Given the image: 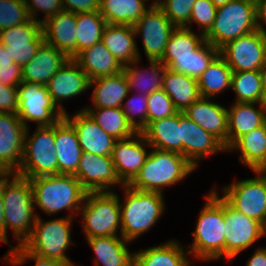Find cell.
<instances>
[{
  "instance_id": "cell-56",
  "label": "cell",
  "mask_w": 266,
  "mask_h": 266,
  "mask_svg": "<svg viewBox=\"0 0 266 266\" xmlns=\"http://www.w3.org/2000/svg\"><path fill=\"white\" fill-rule=\"evenodd\" d=\"M1 64H14V62L8 54L5 45L0 43V65Z\"/></svg>"
},
{
  "instance_id": "cell-10",
  "label": "cell",
  "mask_w": 266,
  "mask_h": 266,
  "mask_svg": "<svg viewBox=\"0 0 266 266\" xmlns=\"http://www.w3.org/2000/svg\"><path fill=\"white\" fill-rule=\"evenodd\" d=\"M17 90V115L26 128H29L27 122H37L41 127L53 126L64 119L65 113L53 101L47 86L23 81Z\"/></svg>"
},
{
  "instance_id": "cell-12",
  "label": "cell",
  "mask_w": 266,
  "mask_h": 266,
  "mask_svg": "<svg viewBox=\"0 0 266 266\" xmlns=\"http://www.w3.org/2000/svg\"><path fill=\"white\" fill-rule=\"evenodd\" d=\"M233 72L260 70L266 63V41L262 31L255 30L227 42L219 49Z\"/></svg>"
},
{
  "instance_id": "cell-11",
  "label": "cell",
  "mask_w": 266,
  "mask_h": 266,
  "mask_svg": "<svg viewBox=\"0 0 266 266\" xmlns=\"http://www.w3.org/2000/svg\"><path fill=\"white\" fill-rule=\"evenodd\" d=\"M253 172L257 177L223 187L222 198L232 208L259 221L266 228V171Z\"/></svg>"
},
{
  "instance_id": "cell-55",
  "label": "cell",
  "mask_w": 266,
  "mask_h": 266,
  "mask_svg": "<svg viewBox=\"0 0 266 266\" xmlns=\"http://www.w3.org/2000/svg\"><path fill=\"white\" fill-rule=\"evenodd\" d=\"M4 203L0 183V241L4 242Z\"/></svg>"
},
{
  "instance_id": "cell-40",
  "label": "cell",
  "mask_w": 266,
  "mask_h": 266,
  "mask_svg": "<svg viewBox=\"0 0 266 266\" xmlns=\"http://www.w3.org/2000/svg\"><path fill=\"white\" fill-rule=\"evenodd\" d=\"M76 55L102 41L106 21L99 11L76 14Z\"/></svg>"
},
{
  "instance_id": "cell-37",
  "label": "cell",
  "mask_w": 266,
  "mask_h": 266,
  "mask_svg": "<svg viewBox=\"0 0 266 266\" xmlns=\"http://www.w3.org/2000/svg\"><path fill=\"white\" fill-rule=\"evenodd\" d=\"M192 27H176L170 34L165 53L160 62L167 67L178 59H187L205 41V35L191 30Z\"/></svg>"
},
{
  "instance_id": "cell-49",
  "label": "cell",
  "mask_w": 266,
  "mask_h": 266,
  "mask_svg": "<svg viewBox=\"0 0 266 266\" xmlns=\"http://www.w3.org/2000/svg\"><path fill=\"white\" fill-rule=\"evenodd\" d=\"M25 3L30 18L41 23L64 10L62 0H25ZM37 12L46 14L43 20L36 19Z\"/></svg>"
},
{
  "instance_id": "cell-30",
  "label": "cell",
  "mask_w": 266,
  "mask_h": 266,
  "mask_svg": "<svg viewBox=\"0 0 266 266\" xmlns=\"http://www.w3.org/2000/svg\"><path fill=\"white\" fill-rule=\"evenodd\" d=\"M95 86V87H94ZM93 107L119 108L128 97L130 91L124 71L116 75L104 76L90 80Z\"/></svg>"
},
{
  "instance_id": "cell-43",
  "label": "cell",
  "mask_w": 266,
  "mask_h": 266,
  "mask_svg": "<svg viewBox=\"0 0 266 266\" xmlns=\"http://www.w3.org/2000/svg\"><path fill=\"white\" fill-rule=\"evenodd\" d=\"M25 0H0V31L30 20Z\"/></svg>"
},
{
  "instance_id": "cell-16",
  "label": "cell",
  "mask_w": 266,
  "mask_h": 266,
  "mask_svg": "<svg viewBox=\"0 0 266 266\" xmlns=\"http://www.w3.org/2000/svg\"><path fill=\"white\" fill-rule=\"evenodd\" d=\"M74 176L87 192L112 191L116 184L124 185L116 174L111 156L82 152Z\"/></svg>"
},
{
  "instance_id": "cell-52",
  "label": "cell",
  "mask_w": 266,
  "mask_h": 266,
  "mask_svg": "<svg viewBox=\"0 0 266 266\" xmlns=\"http://www.w3.org/2000/svg\"><path fill=\"white\" fill-rule=\"evenodd\" d=\"M62 4L65 11L75 14L100 10V0H62Z\"/></svg>"
},
{
  "instance_id": "cell-22",
  "label": "cell",
  "mask_w": 266,
  "mask_h": 266,
  "mask_svg": "<svg viewBox=\"0 0 266 266\" xmlns=\"http://www.w3.org/2000/svg\"><path fill=\"white\" fill-rule=\"evenodd\" d=\"M211 98H200L188 106L183 113L205 131L211 133L228 149V111Z\"/></svg>"
},
{
  "instance_id": "cell-17",
  "label": "cell",
  "mask_w": 266,
  "mask_h": 266,
  "mask_svg": "<svg viewBox=\"0 0 266 266\" xmlns=\"http://www.w3.org/2000/svg\"><path fill=\"white\" fill-rule=\"evenodd\" d=\"M181 127V154L197 169L198 161L219 151H226L224 145L196 122L179 112Z\"/></svg>"
},
{
  "instance_id": "cell-46",
  "label": "cell",
  "mask_w": 266,
  "mask_h": 266,
  "mask_svg": "<svg viewBox=\"0 0 266 266\" xmlns=\"http://www.w3.org/2000/svg\"><path fill=\"white\" fill-rule=\"evenodd\" d=\"M147 97V125L152 121L167 118L178 113L174 103L162 89L150 93Z\"/></svg>"
},
{
  "instance_id": "cell-23",
  "label": "cell",
  "mask_w": 266,
  "mask_h": 266,
  "mask_svg": "<svg viewBox=\"0 0 266 266\" xmlns=\"http://www.w3.org/2000/svg\"><path fill=\"white\" fill-rule=\"evenodd\" d=\"M76 25L75 13L60 11L42 23L44 42L73 59L76 56Z\"/></svg>"
},
{
  "instance_id": "cell-2",
  "label": "cell",
  "mask_w": 266,
  "mask_h": 266,
  "mask_svg": "<svg viewBox=\"0 0 266 266\" xmlns=\"http://www.w3.org/2000/svg\"><path fill=\"white\" fill-rule=\"evenodd\" d=\"M216 189L206 196L196 229L192 232L194 240L188 252L202 261L219 260L225 257L224 199Z\"/></svg>"
},
{
  "instance_id": "cell-42",
  "label": "cell",
  "mask_w": 266,
  "mask_h": 266,
  "mask_svg": "<svg viewBox=\"0 0 266 266\" xmlns=\"http://www.w3.org/2000/svg\"><path fill=\"white\" fill-rule=\"evenodd\" d=\"M231 89L238 103H263L260 70L233 72Z\"/></svg>"
},
{
  "instance_id": "cell-48",
  "label": "cell",
  "mask_w": 266,
  "mask_h": 266,
  "mask_svg": "<svg viewBox=\"0 0 266 266\" xmlns=\"http://www.w3.org/2000/svg\"><path fill=\"white\" fill-rule=\"evenodd\" d=\"M7 254L4 255L3 259L6 263H11L12 265L24 264L28 260H34L35 266H66L59 261L43 258L37 256L36 254L30 252L22 244L11 247L10 250H7ZM27 260V261H26Z\"/></svg>"
},
{
  "instance_id": "cell-21",
  "label": "cell",
  "mask_w": 266,
  "mask_h": 266,
  "mask_svg": "<svg viewBox=\"0 0 266 266\" xmlns=\"http://www.w3.org/2000/svg\"><path fill=\"white\" fill-rule=\"evenodd\" d=\"M89 82L87 74L80 66L73 59H68L46 86L55 104L66 114L61 102L84 93L89 89Z\"/></svg>"
},
{
  "instance_id": "cell-13",
  "label": "cell",
  "mask_w": 266,
  "mask_h": 266,
  "mask_svg": "<svg viewBox=\"0 0 266 266\" xmlns=\"http://www.w3.org/2000/svg\"><path fill=\"white\" fill-rule=\"evenodd\" d=\"M225 257L233 259L265 235V227L257 220L232 208L224 200Z\"/></svg>"
},
{
  "instance_id": "cell-32",
  "label": "cell",
  "mask_w": 266,
  "mask_h": 266,
  "mask_svg": "<svg viewBox=\"0 0 266 266\" xmlns=\"http://www.w3.org/2000/svg\"><path fill=\"white\" fill-rule=\"evenodd\" d=\"M228 150H240L239 161L252 171H266V123L240 136Z\"/></svg>"
},
{
  "instance_id": "cell-59",
  "label": "cell",
  "mask_w": 266,
  "mask_h": 266,
  "mask_svg": "<svg viewBox=\"0 0 266 266\" xmlns=\"http://www.w3.org/2000/svg\"><path fill=\"white\" fill-rule=\"evenodd\" d=\"M9 173L0 166V183Z\"/></svg>"
},
{
  "instance_id": "cell-7",
  "label": "cell",
  "mask_w": 266,
  "mask_h": 266,
  "mask_svg": "<svg viewBox=\"0 0 266 266\" xmlns=\"http://www.w3.org/2000/svg\"><path fill=\"white\" fill-rule=\"evenodd\" d=\"M36 216L32 232L22 245L37 256L59 261L66 266H75L65 255L69 245L74 244L70 240L73 218L63 217L45 222L39 215Z\"/></svg>"
},
{
  "instance_id": "cell-31",
  "label": "cell",
  "mask_w": 266,
  "mask_h": 266,
  "mask_svg": "<svg viewBox=\"0 0 266 266\" xmlns=\"http://www.w3.org/2000/svg\"><path fill=\"white\" fill-rule=\"evenodd\" d=\"M150 148L181 154L179 112L173 116L150 122L142 131Z\"/></svg>"
},
{
  "instance_id": "cell-26",
  "label": "cell",
  "mask_w": 266,
  "mask_h": 266,
  "mask_svg": "<svg viewBox=\"0 0 266 266\" xmlns=\"http://www.w3.org/2000/svg\"><path fill=\"white\" fill-rule=\"evenodd\" d=\"M73 60L87 74L89 80L116 75L123 71V66L105 47L102 41L83 49Z\"/></svg>"
},
{
  "instance_id": "cell-39",
  "label": "cell",
  "mask_w": 266,
  "mask_h": 266,
  "mask_svg": "<svg viewBox=\"0 0 266 266\" xmlns=\"http://www.w3.org/2000/svg\"><path fill=\"white\" fill-rule=\"evenodd\" d=\"M92 119L116 140L129 138L137 132L128 123L122 108H83Z\"/></svg>"
},
{
  "instance_id": "cell-5",
  "label": "cell",
  "mask_w": 266,
  "mask_h": 266,
  "mask_svg": "<svg viewBox=\"0 0 266 266\" xmlns=\"http://www.w3.org/2000/svg\"><path fill=\"white\" fill-rule=\"evenodd\" d=\"M125 200L120 204L122 235L128 242H133L147 232L164 213V195L158 192L141 191L123 185Z\"/></svg>"
},
{
  "instance_id": "cell-60",
  "label": "cell",
  "mask_w": 266,
  "mask_h": 266,
  "mask_svg": "<svg viewBox=\"0 0 266 266\" xmlns=\"http://www.w3.org/2000/svg\"><path fill=\"white\" fill-rule=\"evenodd\" d=\"M160 0H155L152 4H157Z\"/></svg>"
},
{
  "instance_id": "cell-47",
  "label": "cell",
  "mask_w": 266,
  "mask_h": 266,
  "mask_svg": "<svg viewBox=\"0 0 266 266\" xmlns=\"http://www.w3.org/2000/svg\"><path fill=\"white\" fill-rule=\"evenodd\" d=\"M217 7L211 0H196L191 10L189 24L196 22L205 35L213 25Z\"/></svg>"
},
{
  "instance_id": "cell-15",
  "label": "cell",
  "mask_w": 266,
  "mask_h": 266,
  "mask_svg": "<svg viewBox=\"0 0 266 266\" xmlns=\"http://www.w3.org/2000/svg\"><path fill=\"white\" fill-rule=\"evenodd\" d=\"M0 43L17 65L30 62L44 43L42 23L30 19L28 22L0 31Z\"/></svg>"
},
{
  "instance_id": "cell-18",
  "label": "cell",
  "mask_w": 266,
  "mask_h": 266,
  "mask_svg": "<svg viewBox=\"0 0 266 266\" xmlns=\"http://www.w3.org/2000/svg\"><path fill=\"white\" fill-rule=\"evenodd\" d=\"M25 132L26 126L17 114L0 113V166L9 174L20 168Z\"/></svg>"
},
{
  "instance_id": "cell-6",
  "label": "cell",
  "mask_w": 266,
  "mask_h": 266,
  "mask_svg": "<svg viewBox=\"0 0 266 266\" xmlns=\"http://www.w3.org/2000/svg\"><path fill=\"white\" fill-rule=\"evenodd\" d=\"M257 30L255 0H232L217 8L205 40L220 49L227 42Z\"/></svg>"
},
{
  "instance_id": "cell-20",
  "label": "cell",
  "mask_w": 266,
  "mask_h": 266,
  "mask_svg": "<svg viewBox=\"0 0 266 266\" xmlns=\"http://www.w3.org/2000/svg\"><path fill=\"white\" fill-rule=\"evenodd\" d=\"M64 118L75 129L82 152L112 155L116 139L107 134L85 110H79L71 117L66 113Z\"/></svg>"
},
{
  "instance_id": "cell-3",
  "label": "cell",
  "mask_w": 266,
  "mask_h": 266,
  "mask_svg": "<svg viewBox=\"0 0 266 266\" xmlns=\"http://www.w3.org/2000/svg\"><path fill=\"white\" fill-rule=\"evenodd\" d=\"M34 205L48 216L67 209L73 218V212L80 211L87 191L74 175H49L30 178Z\"/></svg>"
},
{
  "instance_id": "cell-25",
  "label": "cell",
  "mask_w": 266,
  "mask_h": 266,
  "mask_svg": "<svg viewBox=\"0 0 266 266\" xmlns=\"http://www.w3.org/2000/svg\"><path fill=\"white\" fill-rule=\"evenodd\" d=\"M68 59L63 52L44 42L33 59L22 67L23 81L46 86Z\"/></svg>"
},
{
  "instance_id": "cell-28",
  "label": "cell",
  "mask_w": 266,
  "mask_h": 266,
  "mask_svg": "<svg viewBox=\"0 0 266 266\" xmlns=\"http://www.w3.org/2000/svg\"><path fill=\"white\" fill-rule=\"evenodd\" d=\"M135 36L131 25L106 24L102 33V42L116 60L125 66L140 59Z\"/></svg>"
},
{
  "instance_id": "cell-14",
  "label": "cell",
  "mask_w": 266,
  "mask_h": 266,
  "mask_svg": "<svg viewBox=\"0 0 266 266\" xmlns=\"http://www.w3.org/2000/svg\"><path fill=\"white\" fill-rule=\"evenodd\" d=\"M136 36H142L144 52L149 60H161L171 32L176 28L157 4H151L133 25Z\"/></svg>"
},
{
  "instance_id": "cell-41",
  "label": "cell",
  "mask_w": 266,
  "mask_h": 266,
  "mask_svg": "<svg viewBox=\"0 0 266 266\" xmlns=\"http://www.w3.org/2000/svg\"><path fill=\"white\" fill-rule=\"evenodd\" d=\"M218 54L219 49L205 40L189 58L174 60L166 68L198 80Z\"/></svg>"
},
{
  "instance_id": "cell-54",
  "label": "cell",
  "mask_w": 266,
  "mask_h": 266,
  "mask_svg": "<svg viewBox=\"0 0 266 266\" xmlns=\"http://www.w3.org/2000/svg\"><path fill=\"white\" fill-rule=\"evenodd\" d=\"M247 261V266H266V248H258Z\"/></svg>"
},
{
  "instance_id": "cell-51",
  "label": "cell",
  "mask_w": 266,
  "mask_h": 266,
  "mask_svg": "<svg viewBox=\"0 0 266 266\" xmlns=\"http://www.w3.org/2000/svg\"><path fill=\"white\" fill-rule=\"evenodd\" d=\"M23 82L22 66L17 64L0 65V83L6 86L18 87Z\"/></svg>"
},
{
  "instance_id": "cell-35",
  "label": "cell",
  "mask_w": 266,
  "mask_h": 266,
  "mask_svg": "<svg viewBox=\"0 0 266 266\" xmlns=\"http://www.w3.org/2000/svg\"><path fill=\"white\" fill-rule=\"evenodd\" d=\"M139 61L140 60L137 59L123 66L129 91L136 88L139 93L141 92V94L148 96L154 91L161 90L166 67L159 60H149L150 69L140 70L141 68L138 69L137 65Z\"/></svg>"
},
{
  "instance_id": "cell-58",
  "label": "cell",
  "mask_w": 266,
  "mask_h": 266,
  "mask_svg": "<svg viewBox=\"0 0 266 266\" xmlns=\"http://www.w3.org/2000/svg\"><path fill=\"white\" fill-rule=\"evenodd\" d=\"M213 2V4L219 8L221 6H224L225 4H227L228 2L232 1V0H211Z\"/></svg>"
},
{
  "instance_id": "cell-33",
  "label": "cell",
  "mask_w": 266,
  "mask_h": 266,
  "mask_svg": "<svg viewBox=\"0 0 266 266\" xmlns=\"http://www.w3.org/2000/svg\"><path fill=\"white\" fill-rule=\"evenodd\" d=\"M181 244L175 240L134 252L133 266H190L187 255Z\"/></svg>"
},
{
  "instance_id": "cell-19",
  "label": "cell",
  "mask_w": 266,
  "mask_h": 266,
  "mask_svg": "<svg viewBox=\"0 0 266 266\" xmlns=\"http://www.w3.org/2000/svg\"><path fill=\"white\" fill-rule=\"evenodd\" d=\"M145 144L149 146L141 132L115 141L111 157L116 174L124 185L129 184L136 177L145 163L149 154L144 147Z\"/></svg>"
},
{
  "instance_id": "cell-1",
  "label": "cell",
  "mask_w": 266,
  "mask_h": 266,
  "mask_svg": "<svg viewBox=\"0 0 266 266\" xmlns=\"http://www.w3.org/2000/svg\"><path fill=\"white\" fill-rule=\"evenodd\" d=\"M10 176L12 177L9 180ZM4 203V243L10 245L7 229L13 231L14 238L23 244L30 236L36 220L33 191L30 180L16 173L8 174L1 182Z\"/></svg>"
},
{
  "instance_id": "cell-45",
  "label": "cell",
  "mask_w": 266,
  "mask_h": 266,
  "mask_svg": "<svg viewBox=\"0 0 266 266\" xmlns=\"http://www.w3.org/2000/svg\"><path fill=\"white\" fill-rule=\"evenodd\" d=\"M147 95L138 93L130 97L125 104H122V111L124 112L128 123L136 132H141L147 126ZM136 115L139 120H136Z\"/></svg>"
},
{
  "instance_id": "cell-61",
  "label": "cell",
  "mask_w": 266,
  "mask_h": 266,
  "mask_svg": "<svg viewBox=\"0 0 266 266\" xmlns=\"http://www.w3.org/2000/svg\"><path fill=\"white\" fill-rule=\"evenodd\" d=\"M264 37H265V41H266V30L263 31Z\"/></svg>"
},
{
  "instance_id": "cell-24",
  "label": "cell",
  "mask_w": 266,
  "mask_h": 266,
  "mask_svg": "<svg viewBox=\"0 0 266 266\" xmlns=\"http://www.w3.org/2000/svg\"><path fill=\"white\" fill-rule=\"evenodd\" d=\"M55 151L58 174L75 175L82 149L75 129L65 118L55 124Z\"/></svg>"
},
{
  "instance_id": "cell-53",
  "label": "cell",
  "mask_w": 266,
  "mask_h": 266,
  "mask_svg": "<svg viewBox=\"0 0 266 266\" xmlns=\"http://www.w3.org/2000/svg\"><path fill=\"white\" fill-rule=\"evenodd\" d=\"M256 2V24L257 29L260 31H265L262 23L266 24V0H255ZM263 21L262 23H260Z\"/></svg>"
},
{
  "instance_id": "cell-36",
  "label": "cell",
  "mask_w": 266,
  "mask_h": 266,
  "mask_svg": "<svg viewBox=\"0 0 266 266\" xmlns=\"http://www.w3.org/2000/svg\"><path fill=\"white\" fill-rule=\"evenodd\" d=\"M148 0H100L99 12L107 24L133 26L149 9Z\"/></svg>"
},
{
  "instance_id": "cell-4",
  "label": "cell",
  "mask_w": 266,
  "mask_h": 266,
  "mask_svg": "<svg viewBox=\"0 0 266 266\" xmlns=\"http://www.w3.org/2000/svg\"><path fill=\"white\" fill-rule=\"evenodd\" d=\"M194 170L196 168L182 154L152 148L139 173L128 185L163 194L164 187L182 181Z\"/></svg>"
},
{
  "instance_id": "cell-27",
  "label": "cell",
  "mask_w": 266,
  "mask_h": 266,
  "mask_svg": "<svg viewBox=\"0 0 266 266\" xmlns=\"http://www.w3.org/2000/svg\"><path fill=\"white\" fill-rule=\"evenodd\" d=\"M259 104V108H255ZM228 111V148L242 135L266 123V104L235 102Z\"/></svg>"
},
{
  "instance_id": "cell-8",
  "label": "cell",
  "mask_w": 266,
  "mask_h": 266,
  "mask_svg": "<svg viewBox=\"0 0 266 266\" xmlns=\"http://www.w3.org/2000/svg\"><path fill=\"white\" fill-rule=\"evenodd\" d=\"M112 191L87 192L80 212L86 238L117 236L121 226L120 198ZM120 225V226H119Z\"/></svg>"
},
{
  "instance_id": "cell-44",
  "label": "cell",
  "mask_w": 266,
  "mask_h": 266,
  "mask_svg": "<svg viewBox=\"0 0 266 266\" xmlns=\"http://www.w3.org/2000/svg\"><path fill=\"white\" fill-rule=\"evenodd\" d=\"M196 0H160L157 6L175 27L189 28L191 10Z\"/></svg>"
},
{
  "instance_id": "cell-38",
  "label": "cell",
  "mask_w": 266,
  "mask_h": 266,
  "mask_svg": "<svg viewBox=\"0 0 266 266\" xmlns=\"http://www.w3.org/2000/svg\"><path fill=\"white\" fill-rule=\"evenodd\" d=\"M232 73L225 59L218 54L198 79L201 97L212 99L225 89H230Z\"/></svg>"
},
{
  "instance_id": "cell-29",
  "label": "cell",
  "mask_w": 266,
  "mask_h": 266,
  "mask_svg": "<svg viewBox=\"0 0 266 266\" xmlns=\"http://www.w3.org/2000/svg\"><path fill=\"white\" fill-rule=\"evenodd\" d=\"M95 252V266H133V255L128 251V242L122 235L86 238ZM127 243V244H126Z\"/></svg>"
},
{
  "instance_id": "cell-57",
  "label": "cell",
  "mask_w": 266,
  "mask_h": 266,
  "mask_svg": "<svg viewBox=\"0 0 266 266\" xmlns=\"http://www.w3.org/2000/svg\"><path fill=\"white\" fill-rule=\"evenodd\" d=\"M260 73L262 82L263 103L266 104V63L260 69Z\"/></svg>"
},
{
  "instance_id": "cell-50",
  "label": "cell",
  "mask_w": 266,
  "mask_h": 266,
  "mask_svg": "<svg viewBox=\"0 0 266 266\" xmlns=\"http://www.w3.org/2000/svg\"><path fill=\"white\" fill-rule=\"evenodd\" d=\"M18 90L17 87L6 86L0 83V113L17 114Z\"/></svg>"
},
{
  "instance_id": "cell-34",
  "label": "cell",
  "mask_w": 266,
  "mask_h": 266,
  "mask_svg": "<svg viewBox=\"0 0 266 266\" xmlns=\"http://www.w3.org/2000/svg\"><path fill=\"white\" fill-rule=\"evenodd\" d=\"M162 90L170 97L178 112L201 98L198 80L166 68Z\"/></svg>"
},
{
  "instance_id": "cell-9",
  "label": "cell",
  "mask_w": 266,
  "mask_h": 266,
  "mask_svg": "<svg viewBox=\"0 0 266 266\" xmlns=\"http://www.w3.org/2000/svg\"><path fill=\"white\" fill-rule=\"evenodd\" d=\"M26 128L24 151L20 168L16 174L25 178H35L58 174L55 151V125L38 127L29 137Z\"/></svg>"
}]
</instances>
